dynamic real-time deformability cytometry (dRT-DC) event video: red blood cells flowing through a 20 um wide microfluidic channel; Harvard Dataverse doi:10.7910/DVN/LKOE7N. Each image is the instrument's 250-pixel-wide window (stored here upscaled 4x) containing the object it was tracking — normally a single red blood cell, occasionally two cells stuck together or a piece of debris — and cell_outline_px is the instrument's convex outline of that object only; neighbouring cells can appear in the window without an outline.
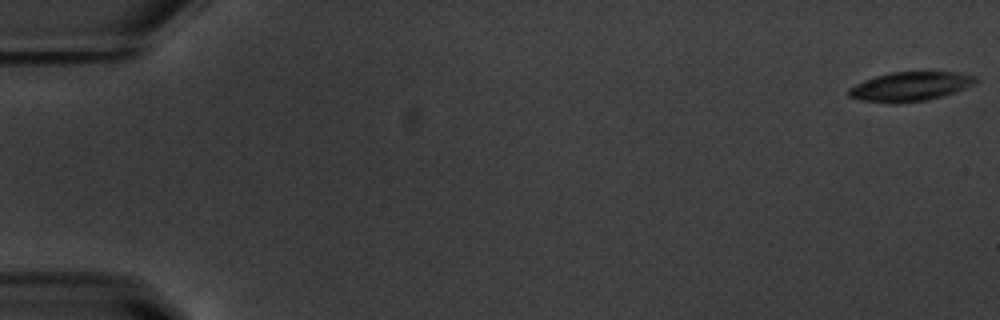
{"species": "common noctule bat (a hibernating species)", "species_latin": "Nyctalus noctula", "temperature_condition": "warm", "stored_images_in_passage": 55, "camera_frame_rate_fps": 3000, "um_per_image_px": 0.085, "animal": {"sex": "male", "body_mass_g": 20.1, "forearm_length_mm": 53.5}, "frame": {"image": 1, "passage_image": 1, "time_ms": 0.0, "image_size_px": [1000, 320], "cell_outline_px": [[976, 80], [972, 84], [956, 92], [924, 100], [900, 104], [888, 104], [860, 100], [848, 96], [848, 88], [864, 80], [876, 76], [892, 72], [960, 72], [976, 76]], "centroid_in_image_um": [77.31, 7.36], "position_along_channel_um": 7.7, "area_um2": 21.62}}
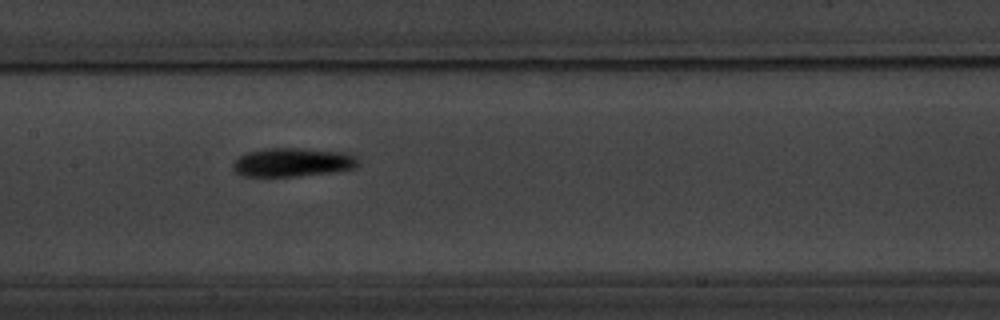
{"frame": {"image": 2, "passage_image": 28, "time_ms": 9.0, "image_size_px": [1000, 320], "cell_outline_px": [[360, 164], [356, 168], [328, 172], [296, 176], [244, 176], [236, 172], [232, 168], [232, 164], [240, 156], [248, 152], [268, 148], [300, 148], [344, 152], [356, 156], [360, 160]], "centroid_in_image_um": [24.9, 13.79], "position_along_channel_um": 182.5, "area_um2": 20.87}}
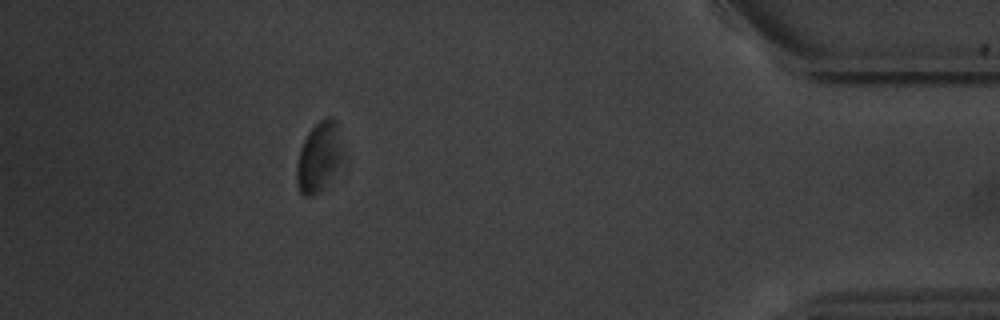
{"frame": {"image": 3, "passage_image": 50, "time_ms": 16.333, "image_size_px": [1000, 320], "cell_outline_px": [[340, 160], [336, 168], [320, 188], [312, 196], [304, 196], [300, 192], [296, 184], [296, 164], [300, 148], [308, 132], [320, 120], [328, 116], [336, 120], [340, 156]], "centroid_in_image_um": [27.01, 13.32], "position_along_channel_um": 408.2, "area_um2": 17.63}, "authors_computed_cell_mechanics": {"area_um2": 20.6346, "velocity_mm_per_s": 3.7078, "shape_relaxation_time_tau1_ms": 3.7907, "shape_relaxation_time_tau2_ms": null, "deformation_change_tau1": 0.1324, "deformation_change_tau2": null}}